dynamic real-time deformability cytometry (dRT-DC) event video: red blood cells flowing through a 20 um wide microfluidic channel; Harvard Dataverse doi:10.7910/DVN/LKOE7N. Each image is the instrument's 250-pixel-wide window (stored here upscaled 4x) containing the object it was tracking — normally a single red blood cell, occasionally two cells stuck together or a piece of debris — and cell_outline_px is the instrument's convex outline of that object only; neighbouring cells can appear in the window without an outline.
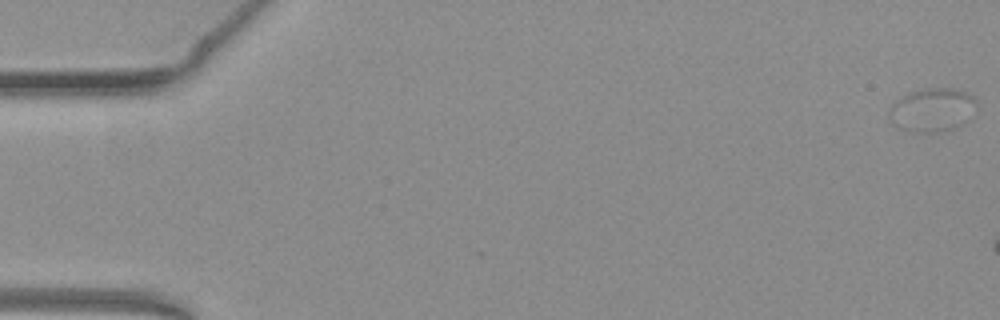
{"species": "common noctule bat (a hibernating species)", "species_latin": "Nyctalus noctula", "temperature_condition": "warm", "stored_images_in_passage": 7, "camera_frame_rate_fps": 3000, "um_per_image_px": 0.085, "animal": {"sex": "female", "body_mass_g": 19.3, "forearm_length_mm": 54.1}, "frame": {"image": 1, "passage_image": 1, "time_ms": 0.0, "image_size_px": [1000, 320], "cell_outline_px": [[976, 104], [972, 116], [968, 120], [952, 128], [936, 132], [912, 132], [900, 128], [892, 124], [888, 116], [888, 108], [900, 96], [908, 92], [924, 88], [956, 88], [968, 92], [976, 96]], "centroid_in_image_um": [79.22, 9.31], "position_along_channel_um": 5.8, "area_um2": 22.6}}